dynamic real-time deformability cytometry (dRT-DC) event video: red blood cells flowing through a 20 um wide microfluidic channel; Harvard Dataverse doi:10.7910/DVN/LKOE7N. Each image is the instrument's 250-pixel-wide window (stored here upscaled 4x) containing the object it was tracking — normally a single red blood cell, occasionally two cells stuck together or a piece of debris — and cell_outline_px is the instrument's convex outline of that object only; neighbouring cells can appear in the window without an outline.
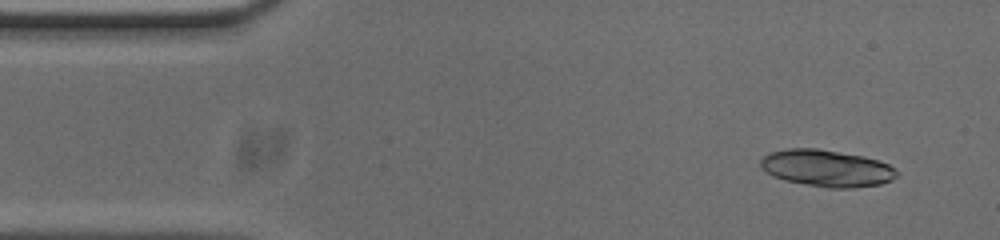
{"species": "common noctule bat (a hibernating species)", "species_latin": "Nyctalus noctula", "temperature_condition": "cold", "stored_images_in_passage": 52, "segment_of_instrument_passage": [1, 2], "camera_frame_rate_fps": 3000, "um_per_image_px": 0.085, "animal": {"sex": "male", "body_mass_g": 20.0, "forearm_length_mm": 53.3}, "frame": {"image": 1, "passage_image": 4, "time_ms": 1.0, "image_size_px": [1000, 240], "cell_outline_px": [[900, 172], [892, 180], [880, 184], [856, 188], [828, 188], [804, 184], [784, 180], [772, 176], [760, 164], [760, 160], [768, 152], [788, 148], [816, 148], [864, 156], [888, 164], [896, 168]], "centroid_in_image_um": [70.29, 14.3], "position_along_channel_um": 14.7, "area_um2": 29.36}}